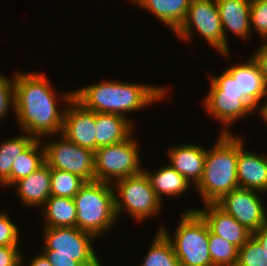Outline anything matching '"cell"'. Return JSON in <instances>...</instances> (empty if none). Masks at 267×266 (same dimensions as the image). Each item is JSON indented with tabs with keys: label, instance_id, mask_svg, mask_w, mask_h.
I'll use <instances>...</instances> for the list:
<instances>
[{
	"label": "cell",
	"instance_id": "cell-32",
	"mask_svg": "<svg viewBox=\"0 0 267 266\" xmlns=\"http://www.w3.org/2000/svg\"><path fill=\"white\" fill-rule=\"evenodd\" d=\"M8 78L0 73V120L9 113V109H15L14 77L12 80Z\"/></svg>",
	"mask_w": 267,
	"mask_h": 266
},
{
	"label": "cell",
	"instance_id": "cell-27",
	"mask_svg": "<svg viewBox=\"0 0 267 266\" xmlns=\"http://www.w3.org/2000/svg\"><path fill=\"white\" fill-rule=\"evenodd\" d=\"M86 181L80 176L59 169H51V196L73 198Z\"/></svg>",
	"mask_w": 267,
	"mask_h": 266
},
{
	"label": "cell",
	"instance_id": "cell-15",
	"mask_svg": "<svg viewBox=\"0 0 267 266\" xmlns=\"http://www.w3.org/2000/svg\"><path fill=\"white\" fill-rule=\"evenodd\" d=\"M238 137L237 179L240 188L267 192V155L245 150L243 139Z\"/></svg>",
	"mask_w": 267,
	"mask_h": 266
},
{
	"label": "cell",
	"instance_id": "cell-18",
	"mask_svg": "<svg viewBox=\"0 0 267 266\" xmlns=\"http://www.w3.org/2000/svg\"><path fill=\"white\" fill-rule=\"evenodd\" d=\"M16 186L17 195L28 207L41 208L51 196V168L44 163L27 177L19 179Z\"/></svg>",
	"mask_w": 267,
	"mask_h": 266
},
{
	"label": "cell",
	"instance_id": "cell-31",
	"mask_svg": "<svg viewBox=\"0 0 267 266\" xmlns=\"http://www.w3.org/2000/svg\"><path fill=\"white\" fill-rule=\"evenodd\" d=\"M250 26L267 40V0H251Z\"/></svg>",
	"mask_w": 267,
	"mask_h": 266
},
{
	"label": "cell",
	"instance_id": "cell-35",
	"mask_svg": "<svg viewBox=\"0 0 267 266\" xmlns=\"http://www.w3.org/2000/svg\"><path fill=\"white\" fill-rule=\"evenodd\" d=\"M264 44L252 54V58L260 67L261 75L263 77L264 85L267 91V40L264 39Z\"/></svg>",
	"mask_w": 267,
	"mask_h": 266
},
{
	"label": "cell",
	"instance_id": "cell-20",
	"mask_svg": "<svg viewBox=\"0 0 267 266\" xmlns=\"http://www.w3.org/2000/svg\"><path fill=\"white\" fill-rule=\"evenodd\" d=\"M134 124L127 118L114 113H96V149L114 145L128 139Z\"/></svg>",
	"mask_w": 267,
	"mask_h": 266
},
{
	"label": "cell",
	"instance_id": "cell-7",
	"mask_svg": "<svg viewBox=\"0 0 267 266\" xmlns=\"http://www.w3.org/2000/svg\"><path fill=\"white\" fill-rule=\"evenodd\" d=\"M113 184L117 218L126 210L137 221L152 218L161 212L162 201L154 192L144 171L115 181Z\"/></svg>",
	"mask_w": 267,
	"mask_h": 266
},
{
	"label": "cell",
	"instance_id": "cell-16",
	"mask_svg": "<svg viewBox=\"0 0 267 266\" xmlns=\"http://www.w3.org/2000/svg\"><path fill=\"white\" fill-rule=\"evenodd\" d=\"M216 3L226 42V54H229L230 48L226 36L228 30L243 40L249 39L252 32L250 26L251 0H216Z\"/></svg>",
	"mask_w": 267,
	"mask_h": 266
},
{
	"label": "cell",
	"instance_id": "cell-4",
	"mask_svg": "<svg viewBox=\"0 0 267 266\" xmlns=\"http://www.w3.org/2000/svg\"><path fill=\"white\" fill-rule=\"evenodd\" d=\"M112 184L86 182L73 197L76 205V227L96 238L117 224Z\"/></svg>",
	"mask_w": 267,
	"mask_h": 266
},
{
	"label": "cell",
	"instance_id": "cell-13",
	"mask_svg": "<svg viewBox=\"0 0 267 266\" xmlns=\"http://www.w3.org/2000/svg\"><path fill=\"white\" fill-rule=\"evenodd\" d=\"M203 100L208 114L225 127L221 134H231L228 130L231 123L257 110L243 95L207 94Z\"/></svg>",
	"mask_w": 267,
	"mask_h": 266
},
{
	"label": "cell",
	"instance_id": "cell-10",
	"mask_svg": "<svg viewBox=\"0 0 267 266\" xmlns=\"http://www.w3.org/2000/svg\"><path fill=\"white\" fill-rule=\"evenodd\" d=\"M61 136L60 140L43 143L45 163L51 169L76 174L86 182L95 181L94 152Z\"/></svg>",
	"mask_w": 267,
	"mask_h": 266
},
{
	"label": "cell",
	"instance_id": "cell-22",
	"mask_svg": "<svg viewBox=\"0 0 267 266\" xmlns=\"http://www.w3.org/2000/svg\"><path fill=\"white\" fill-rule=\"evenodd\" d=\"M143 171L149 178L154 192L161 201H163V196L179 197L191 186L183 175L168 164L160 167L154 173Z\"/></svg>",
	"mask_w": 267,
	"mask_h": 266
},
{
	"label": "cell",
	"instance_id": "cell-3",
	"mask_svg": "<svg viewBox=\"0 0 267 266\" xmlns=\"http://www.w3.org/2000/svg\"><path fill=\"white\" fill-rule=\"evenodd\" d=\"M213 149H207L204 173L195 187L205 204H215L233 189L239 188L237 179L238 136L219 135Z\"/></svg>",
	"mask_w": 267,
	"mask_h": 266
},
{
	"label": "cell",
	"instance_id": "cell-9",
	"mask_svg": "<svg viewBox=\"0 0 267 266\" xmlns=\"http://www.w3.org/2000/svg\"><path fill=\"white\" fill-rule=\"evenodd\" d=\"M195 28L221 56L229 58L216 0H191L185 20L174 34L181 40H191Z\"/></svg>",
	"mask_w": 267,
	"mask_h": 266
},
{
	"label": "cell",
	"instance_id": "cell-17",
	"mask_svg": "<svg viewBox=\"0 0 267 266\" xmlns=\"http://www.w3.org/2000/svg\"><path fill=\"white\" fill-rule=\"evenodd\" d=\"M207 149L197 144L177 145L168 151L169 165L195 185L201 181Z\"/></svg>",
	"mask_w": 267,
	"mask_h": 266
},
{
	"label": "cell",
	"instance_id": "cell-36",
	"mask_svg": "<svg viewBox=\"0 0 267 266\" xmlns=\"http://www.w3.org/2000/svg\"><path fill=\"white\" fill-rule=\"evenodd\" d=\"M252 236L260 243L267 254V223L259 230L253 232Z\"/></svg>",
	"mask_w": 267,
	"mask_h": 266
},
{
	"label": "cell",
	"instance_id": "cell-33",
	"mask_svg": "<svg viewBox=\"0 0 267 266\" xmlns=\"http://www.w3.org/2000/svg\"><path fill=\"white\" fill-rule=\"evenodd\" d=\"M7 213L0 212V246H19V230Z\"/></svg>",
	"mask_w": 267,
	"mask_h": 266
},
{
	"label": "cell",
	"instance_id": "cell-39",
	"mask_svg": "<svg viewBox=\"0 0 267 266\" xmlns=\"http://www.w3.org/2000/svg\"><path fill=\"white\" fill-rule=\"evenodd\" d=\"M56 266H83L81 263H64V264H57Z\"/></svg>",
	"mask_w": 267,
	"mask_h": 266
},
{
	"label": "cell",
	"instance_id": "cell-24",
	"mask_svg": "<svg viewBox=\"0 0 267 266\" xmlns=\"http://www.w3.org/2000/svg\"><path fill=\"white\" fill-rule=\"evenodd\" d=\"M41 141V139H35L24 152L14 159L10 173L11 187L19 179L29 176L45 163L44 147Z\"/></svg>",
	"mask_w": 267,
	"mask_h": 266
},
{
	"label": "cell",
	"instance_id": "cell-1",
	"mask_svg": "<svg viewBox=\"0 0 267 266\" xmlns=\"http://www.w3.org/2000/svg\"><path fill=\"white\" fill-rule=\"evenodd\" d=\"M15 117L21 130L36 139L61 134L64 112L48 78L38 72L14 74Z\"/></svg>",
	"mask_w": 267,
	"mask_h": 266
},
{
	"label": "cell",
	"instance_id": "cell-5",
	"mask_svg": "<svg viewBox=\"0 0 267 266\" xmlns=\"http://www.w3.org/2000/svg\"><path fill=\"white\" fill-rule=\"evenodd\" d=\"M43 254L52 266L81 263L83 266H102L92 241L94 235L77 227H43Z\"/></svg>",
	"mask_w": 267,
	"mask_h": 266
},
{
	"label": "cell",
	"instance_id": "cell-11",
	"mask_svg": "<svg viewBox=\"0 0 267 266\" xmlns=\"http://www.w3.org/2000/svg\"><path fill=\"white\" fill-rule=\"evenodd\" d=\"M258 194L259 191L239 187L215 204L253 233L267 223L265 205Z\"/></svg>",
	"mask_w": 267,
	"mask_h": 266
},
{
	"label": "cell",
	"instance_id": "cell-38",
	"mask_svg": "<svg viewBox=\"0 0 267 266\" xmlns=\"http://www.w3.org/2000/svg\"><path fill=\"white\" fill-rule=\"evenodd\" d=\"M260 109V110H259ZM257 110H259L260 114L262 115V117L264 118L263 120L266 122L267 124V100L264 101V103L262 105H259Z\"/></svg>",
	"mask_w": 267,
	"mask_h": 266
},
{
	"label": "cell",
	"instance_id": "cell-8",
	"mask_svg": "<svg viewBox=\"0 0 267 266\" xmlns=\"http://www.w3.org/2000/svg\"><path fill=\"white\" fill-rule=\"evenodd\" d=\"M132 136L121 143L96 149L95 181L113 185L115 181L137 175L144 170L140 165L139 145Z\"/></svg>",
	"mask_w": 267,
	"mask_h": 266
},
{
	"label": "cell",
	"instance_id": "cell-25",
	"mask_svg": "<svg viewBox=\"0 0 267 266\" xmlns=\"http://www.w3.org/2000/svg\"><path fill=\"white\" fill-rule=\"evenodd\" d=\"M36 138L20 135L1 142L0 145V184L1 187H10V173L14 159L20 155Z\"/></svg>",
	"mask_w": 267,
	"mask_h": 266
},
{
	"label": "cell",
	"instance_id": "cell-26",
	"mask_svg": "<svg viewBox=\"0 0 267 266\" xmlns=\"http://www.w3.org/2000/svg\"><path fill=\"white\" fill-rule=\"evenodd\" d=\"M141 265L139 266H181L171 242L158 230Z\"/></svg>",
	"mask_w": 267,
	"mask_h": 266
},
{
	"label": "cell",
	"instance_id": "cell-28",
	"mask_svg": "<svg viewBox=\"0 0 267 266\" xmlns=\"http://www.w3.org/2000/svg\"><path fill=\"white\" fill-rule=\"evenodd\" d=\"M209 253L213 266H236L238 248L209 229Z\"/></svg>",
	"mask_w": 267,
	"mask_h": 266
},
{
	"label": "cell",
	"instance_id": "cell-21",
	"mask_svg": "<svg viewBox=\"0 0 267 266\" xmlns=\"http://www.w3.org/2000/svg\"><path fill=\"white\" fill-rule=\"evenodd\" d=\"M191 0H134L175 32L185 20Z\"/></svg>",
	"mask_w": 267,
	"mask_h": 266
},
{
	"label": "cell",
	"instance_id": "cell-14",
	"mask_svg": "<svg viewBox=\"0 0 267 266\" xmlns=\"http://www.w3.org/2000/svg\"><path fill=\"white\" fill-rule=\"evenodd\" d=\"M186 211H197L206 221L210 231L241 248L252 236V232L238 223L231 215L225 213L216 204H205L204 208H192Z\"/></svg>",
	"mask_w": 267,
	"mask_h": 266
},
{
	"label": "cell",
	"instance_id": "cell-37",
	"mask_svg": "<svg viewBox=\"0 0 267 266\" xmlns=\"http://www.w3.org/2000/svg\"><path fill=\"white\" fill-rule=\"evenodd\" d=\"M28 266H52L45 255L41 254L35 256Z\"/></svg>",
	"mask_w": 267,
	"mask_h": 266
},
{
	"label": "cell",
	"instance_id": "cell-30",
	"mask_svg": "<svg viewBox=\"0 0 267 266\" xmlns=\"http://www.w3.org/2000/svg\"><path fill=\"white\" fill-rule=\"evenodd\" d=\"M210 89L207 94L240 95L238 77H233L226 69L219 76H210Z\"/></svg>",
	"mask_w": 267,
	"mask_h": 266
},
{
	"label": "cell",
	"instance_id": "cell-34",
	"mask_svg": "<svg viewBox=\"0 0 267 266\" xmlns=\"http://www.w3.org/2000/svg\"><path fill=\"white\" fill-rule=\"evenodd\" d=\"M19 251L18 246H0V266H22L24 258Z\"/></svg>",
	"mask_w": 267,
	"mask_h": 266
},
{
	"label": "cell",
	"instance_id": "cell-2",
	"mask_svg": "<svg viewBox=\"0 0 267 266\" xmlns=\"http://www.w3.org/2000/svg\"><path fill=\"white\" fill-rule=\"evenodd\" d=\"M165 89L152 84L102 80L74 90V99L89 111L119 114L134 123L126 115L127 112L142 110L156 101H162L166 98Z\"/></svg>",
	"mask_w": 267,
	"mask_h": 266
},
{
	"label": "cell",
	"instance_id": "cell-23",
	"mask_svg": "<svg viewBox=\"0 0 267 266\" xmlns=\"http://www.w3.org/2000/svg\"><path fill=\"white\" fill-rule=\"evenodd\" d=\"M44 227H76V205L73 198L50 196L44 205Z\"/></svg>",
	"mask_w": 267,
	"mask_h": 266
},
{
	"label": "cell",
	"instance_id": "cell-6",
	"mask_svg": "<svg viewBox=\"0 0 267 266\" xmlns=\"http://www.w3.org/2000/svg\"><path fill=\"white\" fill-rule=\"evenodd\" d=\"M173 236L161 226L181 266H213L209 253V227L197 211H184Z\"/></svg>",
	"mask_w": 267,
	"mask_h": 266
},
{
	"label": "cell",
	"instance_id": "cell-29",
	"mask_svg": "<svg viewBox=\"0 0 267 266\" xmlns=\"http://www.w3.org/2000/svg\"><path fill=\"white\" fill-rule=\"evenodd\" d=\"M236 266H267V254L253 236L238 249Z\"/></svg>",
	"mask_w": 267,
	"mask_h": 266
},
{
	"label": "cell",
	"instance_id": "cell-19",
	"mask_svg": "<svg viewBox=\"0 0 267 266\" xmlns=\"http://www.w3.org/2000/svg\"><path fill=\"white\" fill-rule=\"evenodd\" d=\"M233 77H238L239 94L243 95L255 108L267 94L261 70L250 56L246 63L225 68Z\"/></svg>",
	"mask_w": 267,
	"mask_h": 266
},
{
	"label": "cell",
	"instance_id": "cell-12",
	"mask_svg": "<svg viewBox=\"0 0 267 266\" xmlns=\"http://www.w3.org/2000/svg\"><path fill=\"white\" fill-rule=\"evenodd\" d=\"M66 104L61 135L71 142L96 151V112L85 109L74 99V91L62 95ZM68 105V106H67Z\"/></svg>",
	"mask_w": 267,
	"mask_h": 266
}]
</instances>
